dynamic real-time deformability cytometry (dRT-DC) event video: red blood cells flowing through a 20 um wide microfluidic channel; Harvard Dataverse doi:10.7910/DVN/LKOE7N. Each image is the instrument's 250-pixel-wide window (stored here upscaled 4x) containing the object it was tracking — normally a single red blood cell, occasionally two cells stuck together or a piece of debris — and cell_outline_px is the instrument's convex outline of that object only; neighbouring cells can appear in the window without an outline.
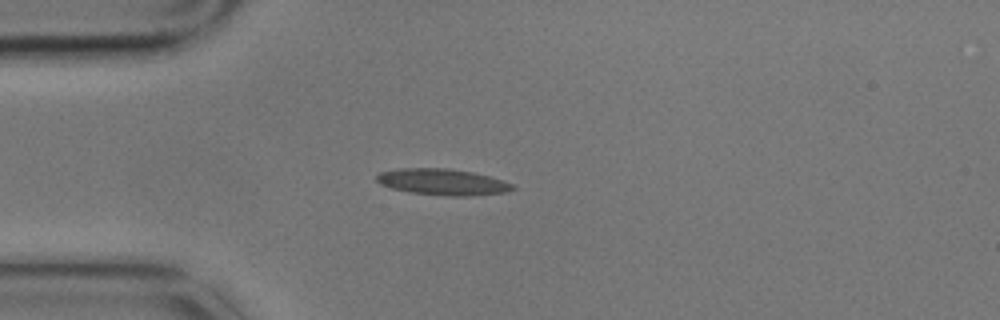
{"species": "common noctule bat (a hibernating species)", "species_latin": "Nyctalus noctula", "temperature_condition": "cold", "stored_images_in_passage": 3, "camera_frame_rate_fps": 3000, "um_per_image_px": 0.085, "animal": {"sex": "male", "body_mass_g": 17.9}, "frame": {"image": 1, "passage_image": 3, "time_ms": 0.667, "image_size_px": [1000, 320], "cell_outline_px": [[516, 188], [504, 192], [468, 196], [448, 196], [408, 192], [392, 188], [380, 184], [376, 180], [376, 176], [380, 172], [400, 168], [448, 168], [472, 172], [504, 180], [512, 184]], "centroid_in_image_um": [37.6, 15.46], "position_along_channel_um": 47.4, "area_um2": 20.75}}